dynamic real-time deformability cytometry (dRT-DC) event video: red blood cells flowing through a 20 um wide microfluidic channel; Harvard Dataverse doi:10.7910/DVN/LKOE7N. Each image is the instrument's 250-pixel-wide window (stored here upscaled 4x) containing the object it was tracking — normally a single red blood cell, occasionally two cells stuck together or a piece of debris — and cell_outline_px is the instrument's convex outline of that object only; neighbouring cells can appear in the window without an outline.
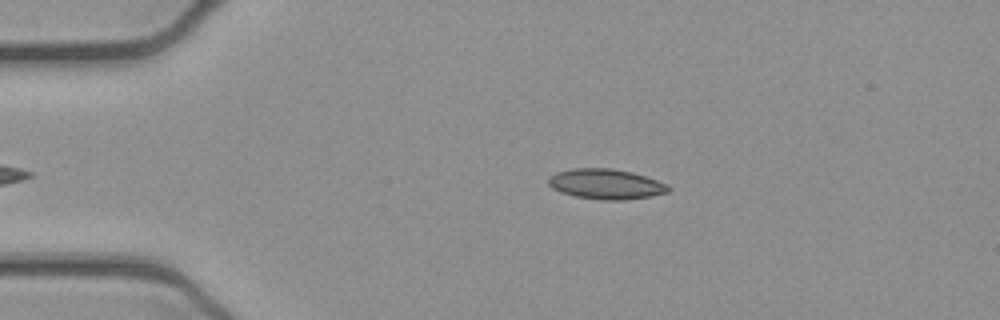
{"species": "common noctule bat (a hibernating species)", "species_latin": "Nyctalus noctula", "temperature_condition": "cold", "stored_images_in_passage": 40, "camera_frame_rate_fps": 3000, "um_per_image_px": 0.085, "animal": {"sex": "female", "body_mass_g": 21.9}, "frame": {"image": 1, "passage_image": 5, "time_ms": 1.333, "image_size_px": [1000, 320], "cell_outline_px": [[672, 188], [668, 192], [652, 196], [624, 200], [600, 200], [576, 196], [560, 192], [552, 188], [548, 184], [548, 176], [556, 172], [572, 168], [612, 168], [632, 172], [668, 184]], "centroid_in_image_um": [51.49, 15.64], "position_along_channel_um": 33.5, "area_um2": 21.27}}
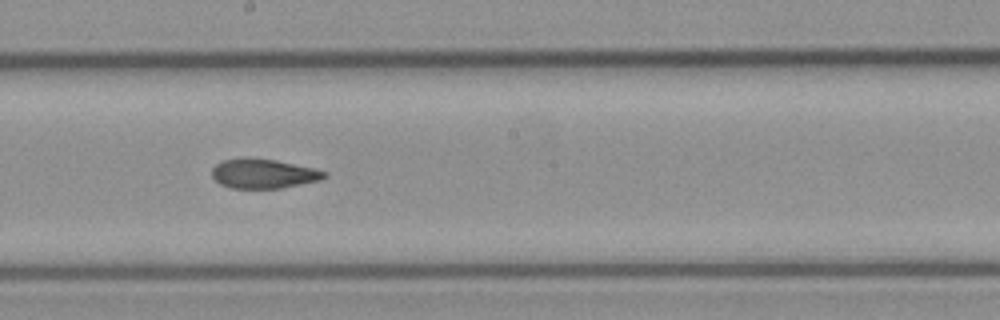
{"frame": {"image": 2, "passage_image": 23, "time_ms": 7.333, "image_size_px": [1000, 320], "cell_outline_px": [[328, 176], [320, 180], [280, 188], [232, 188], [220, 184], [212, 176], [212, 168], [216, 164], [224, 160], [244, 156], [276, 160], [312, 168], [328, 172]], "centroid_in_image_um": [22.38, 14.74], "position_along_channel_um": 225.8, "area_um2": 19.36}}
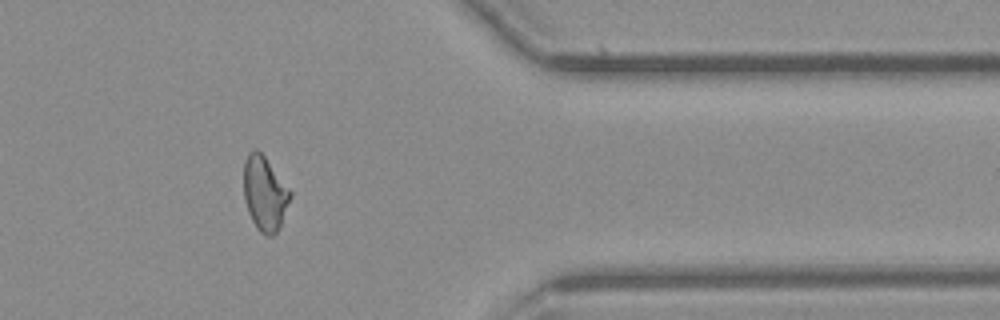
{"frame": {"image": 3, "passage_image": 37, "time_ms": 12.0, "image_size_px": [1000, 320], "cell_outline_px": [[292, 196], [280, 224], [276, 232], [272, 236], [264, 236], [256, 228], [248, 212], [244, 200], [244, 160], [248, 152], [252, 148], [256, 148], [264, 156], [292, 192]], "centroid_in_image_um": [22.48, 16.44], "position_along_channel_um": 388.9, "area_um2": 20.17}, "authors_computed_cell_mechanics": {"area_um2": 20.2589, "velocity_mm_per_s": 3.9141, "shape_relaxation_time_tau1_ms": null, "shape_relaxation_time_tau2_ms": 2.5383, "deformation_change_tau1": null, "deformation_change_tau2": 0.0744}}